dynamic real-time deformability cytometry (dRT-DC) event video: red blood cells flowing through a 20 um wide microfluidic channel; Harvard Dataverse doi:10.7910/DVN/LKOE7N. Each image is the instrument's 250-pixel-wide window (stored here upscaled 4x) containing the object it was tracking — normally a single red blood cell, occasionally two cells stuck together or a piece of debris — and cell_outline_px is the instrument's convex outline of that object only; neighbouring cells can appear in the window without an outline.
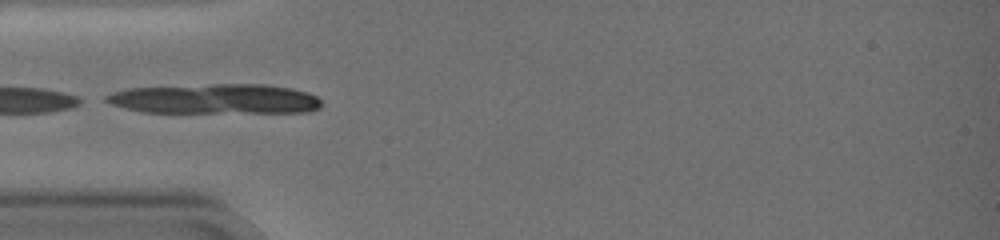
{"species": "common noctule bat (a hibernating species)", "species_latin": "Nyctalus noctula", "temperature_condition": "warm", "stored_images_in_passage": 9, "camera_frame_rate_fps": 3000, "um_per_image_px": 0.085, "animal": {"sex": "female", "body_mass_g": 19.0, "forearm_length_mm": 51.5}, "frame": {"image": 1, "passage_image": 1, "time_ms": 0.0, "image_size_px": [1000, 240], "cell_outline_px": [[324, 104], [320, 108], [308, 112], [140, 112], [124, 108], [112, 104], [104, 100], [104, 96], [112, 92], [128, 88], [212, 84], [264, 84], [292, 88], [308, 92], [316, 96]], "centroid_in_image_um": [18.3, 8.41], "position_along_channel_um": 66.7, "area_um2": 37.74}}